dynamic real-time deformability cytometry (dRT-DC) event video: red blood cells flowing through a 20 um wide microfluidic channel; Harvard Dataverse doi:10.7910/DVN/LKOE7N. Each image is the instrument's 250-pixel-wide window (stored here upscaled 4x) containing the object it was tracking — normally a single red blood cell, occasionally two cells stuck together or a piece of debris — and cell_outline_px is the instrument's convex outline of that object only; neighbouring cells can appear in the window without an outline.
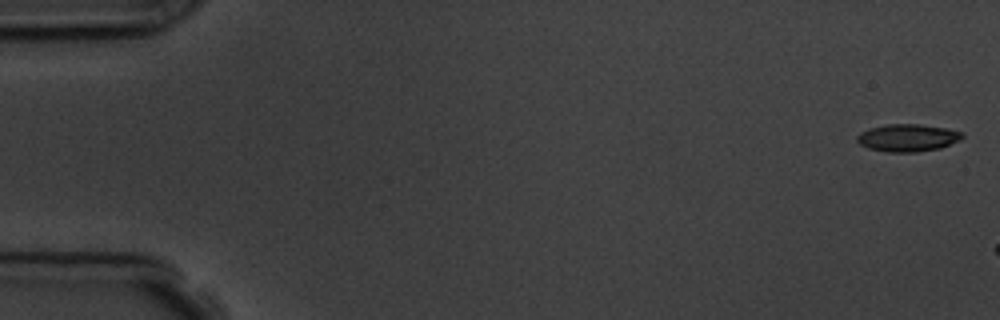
{"species": "common noctule bat (a hibernating species)", "species_latin": "Nyctalus noctula", "temperature_condition": "room temperature", "stored_images_in_passage": 3, "camera_frame_rate_fps": 3000, "um_per_image_px": 0.085, "animal": {"sex": "male", "body_mass_g": 19.5, "forearm_length_mm": 54.6}, "frame": {"image": 1, "passage_image": 1, "time_ms": 0.0, "image_size_px": [1000, 320], "cell_outline_px": [[964, 136], [960, 140], [940, 148], [916, 152], [888, 152], [868, 148], [860, 144], [856, 140], [856, 136], [860, 132], [868, 128], [888, 124], [920, 124], [944, 128], [964, 132]], "centroid_in_image_um": [77.14, 11.71], "position_along_channel_um": 7.9, "area_um2": 16.88}}